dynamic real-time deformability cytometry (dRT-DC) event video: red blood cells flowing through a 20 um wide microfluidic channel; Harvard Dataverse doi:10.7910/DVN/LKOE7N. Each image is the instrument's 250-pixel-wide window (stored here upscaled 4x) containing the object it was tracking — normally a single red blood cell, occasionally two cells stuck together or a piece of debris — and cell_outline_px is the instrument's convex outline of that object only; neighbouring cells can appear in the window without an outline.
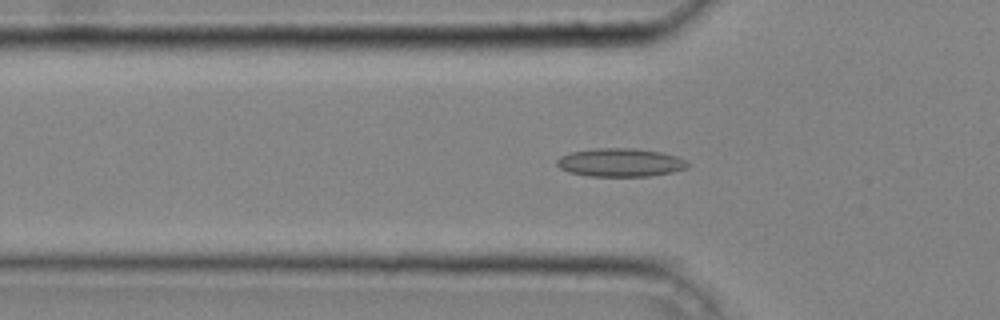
{"species": "common noctule bat (a hibernating species)", "species_latin": "Nyctalus noctula", "temperature_condition": "cold", "stored_images_in_passage": 41, "camera_frame_rate_fps": 3000, "um_per_image_px": 0.085, "animal": {"sex": "male", "body_mass_g": 20.4}, "frame": {"image": 1, "passage_image": 11, "time_ms": 3.333, "image_size_px": [1000, 320], "cell_outline_px": [[688, 168], [672, 172], [648, 176], [588, 176], [568, 172], [560, 168], [556, 164], [556, 160], [560, 156], [572, 152], [596, 148], [632, 148], [660, 152], [676, 156], [684, 160], [688, 164]], "centroid_in_image_um": [52.7, 13.81], "position_along_channel_um": 73.1, "area_um2": 21.5}}
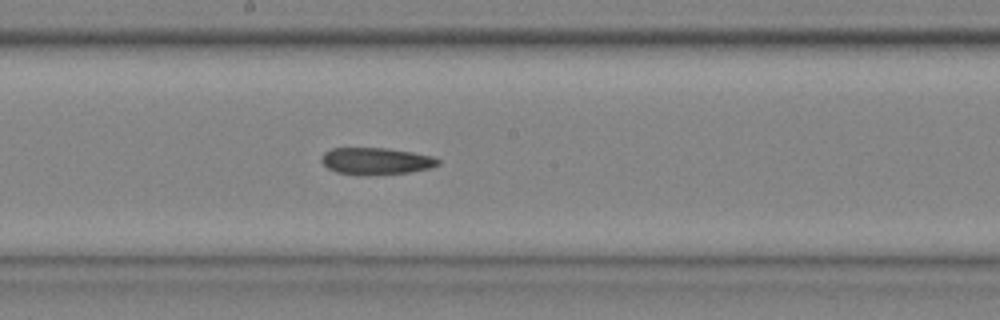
{"frame": {"image": 2, "passage_image": 21, "time_ms": 6.667, "image_size_px": [1000, 320], "cell_outline_px": [[440, 164], [432, 168], [408, 172], [364, 176], [336, 172], [328, 168], [320, 160], [320, 156], [324, 152], [332, 148], [384, 148], [412, 152], [432, 156], [440, 160]], "centroid_in_image_um": [31.95, 13.7], "position_along_channel_um": 216.3, "area_um2": 18.44}}
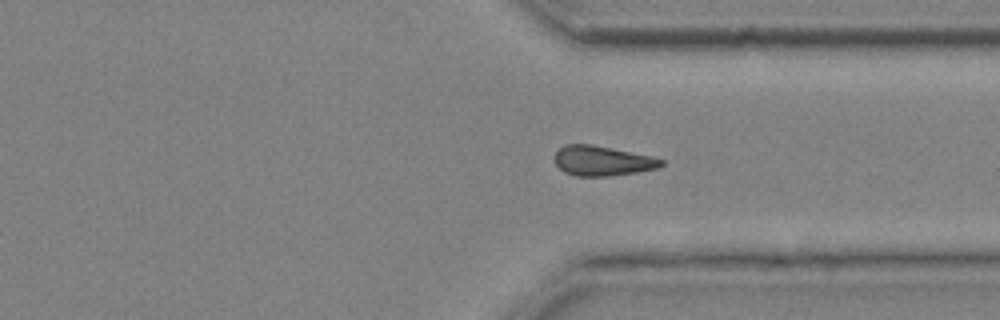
{"frame": {"image": 3, "passage_image": 31, "time_ms": 10.0, "image_size_px": [1000, 320], "cell_outline_px": [[664, 164], [660, 168], [636, 172], [608, 176], [576, 176], [564, 172], [556, 164], [556, 152], [564, 144], [588, 144], [652, 156], [664, 160]], "centroid_in_image_um": [51.22, 13.68], "position_along_channel_um": 360.2, "area_um2": 18.38}}